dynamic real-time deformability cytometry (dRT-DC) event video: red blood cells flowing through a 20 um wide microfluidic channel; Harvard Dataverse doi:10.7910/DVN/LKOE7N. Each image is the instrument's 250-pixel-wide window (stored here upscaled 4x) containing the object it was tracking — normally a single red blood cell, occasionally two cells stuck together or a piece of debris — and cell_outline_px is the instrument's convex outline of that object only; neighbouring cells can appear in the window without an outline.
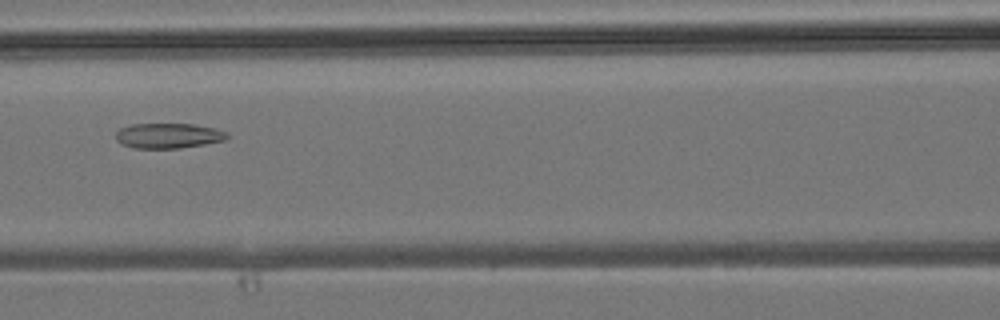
{"species": "common noctule bat (a hibernating species)", "species_latin": "Nyctalus noctula", "temperature_condition": "room temperature", "stored_images_in_passage": 39, "camera_frame_rate_fps": 3000, "um_per_image_px": 0.085, "animal": {"sex": "male", "body_mass_g": 19.2, "forearm_length_mm": 51.8}, "frame": {"image": 1, "passage_image": 15, "time_ms": 4.667, "image_size_px": [1000, 320], "cell_outline_px": [[228, 136], [224, 140], [204, 144], [180, 148], [132, 148], [120, 144], [116, 140], [116, 132], [120, 128], [132, 124], [192, 124], [216, 128], [228, 132]], "centroid_in_image_um": [14.28, 11.53], "position_along_channel_um": 152.3, "area_um2": 16.36}}
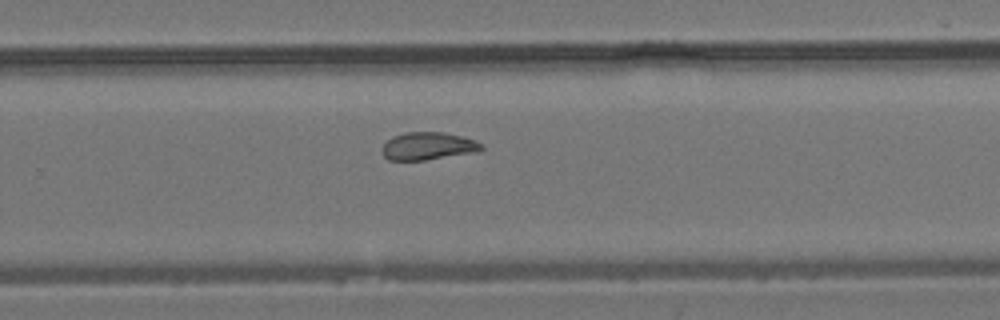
{"frame": {"image": 2, "passage_image": 24, "time_ms": 7.667, "image_size_px": [1000, 320], "cell_outline_px": [[484, 148], [476, 152], [424, 160], [388, 160], [380, 152], [380, 148], [392, 136], [404, 132], [444, 132], [464, 136], [484, 144]], "centroid_in_image_um": [36.37, 12.41], "position_along_channel_um": 293.4, "area_um2": 16.24}}
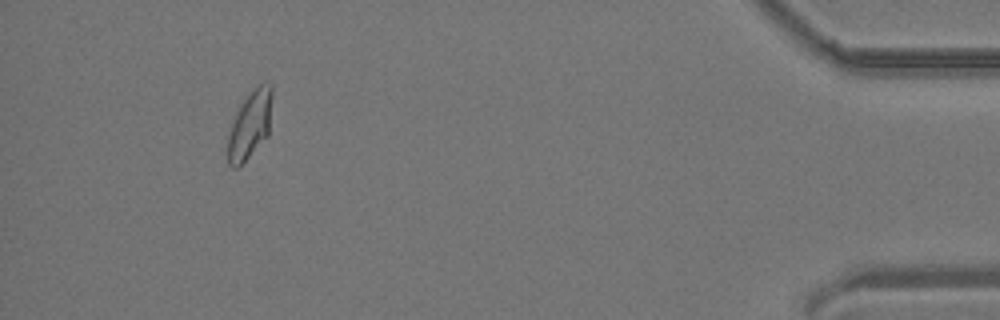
{"frame": {"image": 3, "passage_image": 36, "time_ms": 11.667, "image_size_px": [1000, 320], "cell_outline_px": [[272, 96], [268, 136], [236, 168], [232, 168], [228, 164], [228, 136], [236, 112], [244, 96], [256, 84], [264, 80], [272, 84]], "centroid_in_image_um": [21.26, 10.49], "position_along_channel_um": 413.9, "area_um2": 17.69}}